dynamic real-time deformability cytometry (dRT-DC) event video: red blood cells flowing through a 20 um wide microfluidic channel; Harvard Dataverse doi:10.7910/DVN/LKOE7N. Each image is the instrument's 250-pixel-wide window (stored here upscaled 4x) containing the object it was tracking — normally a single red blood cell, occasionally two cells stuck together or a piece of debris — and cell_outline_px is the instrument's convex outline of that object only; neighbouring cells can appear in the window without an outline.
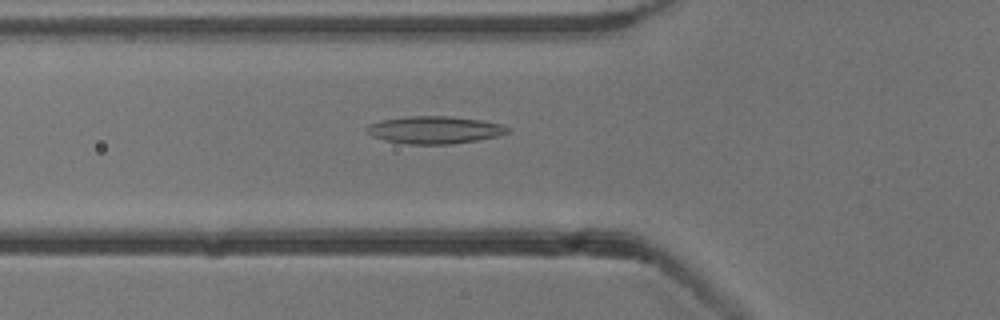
{"species": "common noctule bat (a hibernating species)", "species_latin": "Nyctalus noctula", "temperature_condition": "cold", "stored_images_in_passage": 34, "camera_frame_rate_fps": 3000, "um_per_image_px": 0.085, "animal": {"sex": "male", "body_mass_g": 13.3}, "frame": {"image": 1, "passage_image": 12, "time_ms": 3.667, "image_size_px": [1000, 320], "cell_outline_px": [[512, 128], [508, 132], [496, 136], [476, 140], [452, 144], [408, 144], [384, 140], [372, 136], [364, 132], [364, 128], [368, 124], [380, 120], [408, 116], [452, 116], [480, 120], [504, 124]], "centroid_in_image_um": [36.9, 11.03], "position_along_channel_um": 88.9, "area_um2": 22.77}}
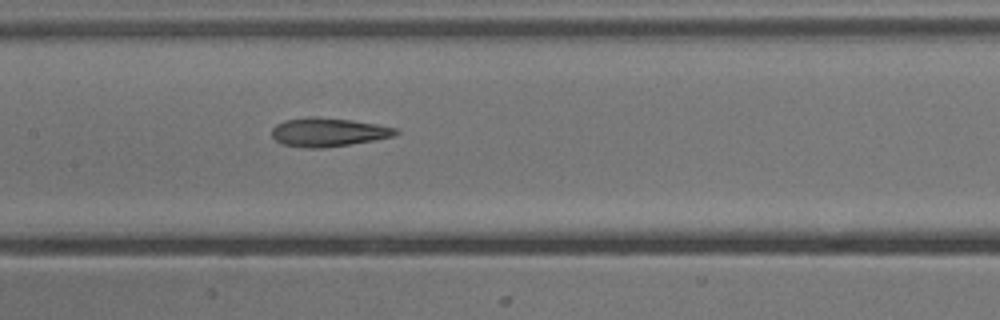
{"frame": {"image": 2, "passage_image": 19, "time_ms": 6.0, "image_size_px": [1000, 320], "cell_outline_px": [[400, 132], [392, 136], [372, 140], [324, 148], [308, 148], [284, 144], [276, 140], [272, 136], [272, 128], [276, 124], [284, 120], [312, 116], [352, 120], [376, 124], [396, 128]], "centroid_in_image_um": [27.87, 11.22], "position_along_channel_um": 179.5, "area_um2": 20.46}}
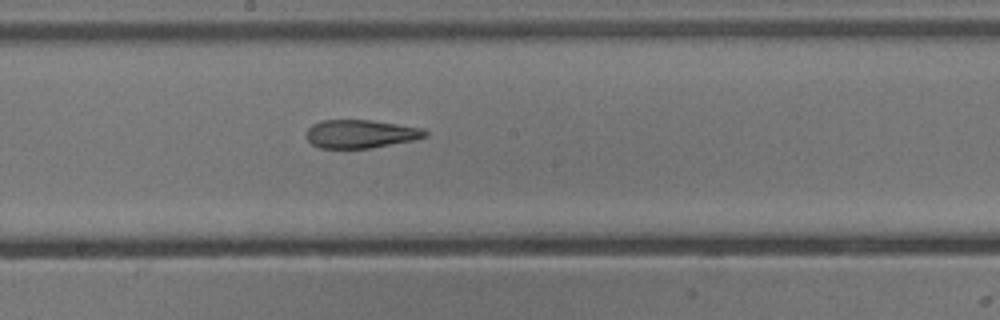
{"frame": {"image": 3, "passage_image": 22, "time_ms": 7.0, "image_size_px": [1000, 320], "cell_outline_px": [[428, 136], [412, 140], [372, 148], [320, 148], [312, 144], [308, 140], [308, 128], [312, 124], [320, 120], [372, 120], [424, 128], [428, 132]], "centroid_in_image_um": [30.68, 11.37], "position_along_channel_um": 217.5, "area_um2": 19.59}}